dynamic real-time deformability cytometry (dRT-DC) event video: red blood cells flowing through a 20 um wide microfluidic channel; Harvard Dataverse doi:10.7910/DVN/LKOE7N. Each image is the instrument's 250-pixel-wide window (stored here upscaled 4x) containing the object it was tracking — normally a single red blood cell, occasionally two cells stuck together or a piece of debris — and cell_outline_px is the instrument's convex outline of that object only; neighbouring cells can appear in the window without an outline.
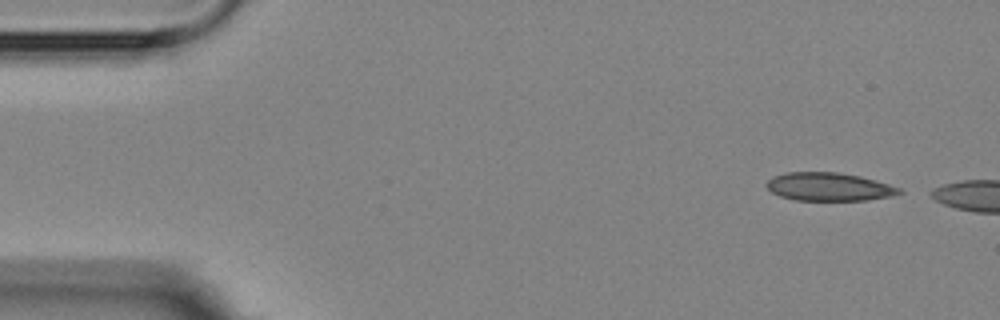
{"species": "Egyptian fruit bat (a non-hibernating species)", "species_latin": "Rousettus aegyptiacus", "temperature_condition": "room temperature", "stored_images_in_passage": 3, "camera_frame_rate_fps": 3000, "um_per_image_px": 0.085, "animal": {"sex": "female"}, "frame": {"image": 1, "passage_image": 1, "time_ms": 0.0, "image_size_px": [1000, 320], "cell_outline_px": [[904, 192], [892, 196], [868, 200], [796, 200], [780, 196], [772, 192], [764, 184], [768, 180], [776, 176], [788, 172], [836, 172], [860, 176], [888, 184], [900, 188]], "centroid_in_image_um": [70.47, 15.88], "position_along_channel_um": 14.5, "area_um2": 21.68}}